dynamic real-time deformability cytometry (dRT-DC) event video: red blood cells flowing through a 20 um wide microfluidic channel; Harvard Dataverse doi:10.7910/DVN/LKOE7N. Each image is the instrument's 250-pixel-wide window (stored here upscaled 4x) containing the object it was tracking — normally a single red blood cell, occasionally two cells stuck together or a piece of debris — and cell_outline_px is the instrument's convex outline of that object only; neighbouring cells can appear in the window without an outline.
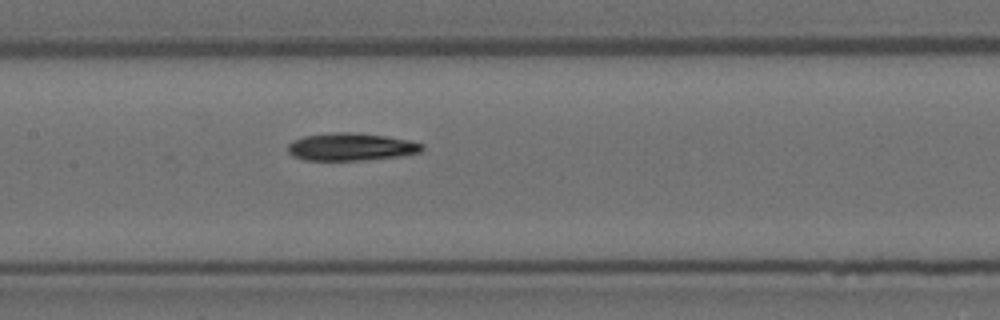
{"species": "Egyptian fruit bat (a non-hibernating species)", "species_latin": "Rousettus aegyptiacus", "temperature_condition": "room temperature", "stored_images_in_passage": 5, "camera_frame_rate_fps": 3000, "um_per_image_px": 0.085, "animal": {"sex": "female"}, "frame": {"image": 1, "passage_image": 5, "time_ms": 1.333, "image_size_px": [1000, 320], "cell_outline_px": [[424, 148], [420, 152], [404, 156], [364, 160], [304, 160], [292, 156], [288, 152], [288, 144], [292, 140], [304, 136], [332, 132], [348, 132], [388, 136], [408, 140], [424, 144]], "centroid_in_image_um": [29.84, 12.48], "position_along_channel_um": 177.6, "area_um2": 21.79}}